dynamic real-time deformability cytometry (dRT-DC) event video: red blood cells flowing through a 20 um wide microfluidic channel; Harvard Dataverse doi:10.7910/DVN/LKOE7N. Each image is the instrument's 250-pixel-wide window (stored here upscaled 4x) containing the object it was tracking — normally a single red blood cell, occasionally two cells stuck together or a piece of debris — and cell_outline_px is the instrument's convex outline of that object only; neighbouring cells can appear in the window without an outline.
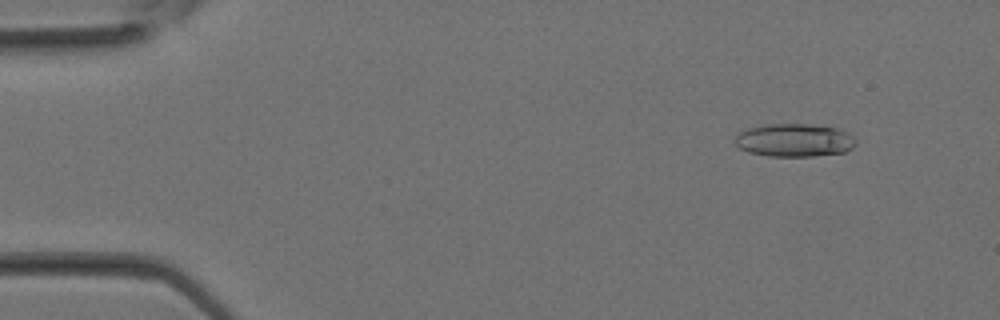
{"species": "Egyptian fruit bat (a non-hibernating species)", "species_latin": "Rousettus aegyptiacus", "temperature_condition": "room temperature", "stored_images_in_passage": 32, "camera_frame_rate_fps": 3000, "um_per_image_px": 0.085, "animal": {"sex": "female"}, "frame": {"image": 1, "passage_image": 3, "time_ms": 0.667, "image_size_px": [1000, 320], "cell_outline_px": [[856, 144], [852, 148], [844, 152], [812, 156], [768, 156], [748, 152], [740, 148], [732, 140], [744, 128], [768, 124], [812, 124], [836, 128], [848, 132], [856, 140]], "centroid_in_image_um": [67.5, 11.91], "position_along_channel_um": 17.5, "area_um2": 23.47}}
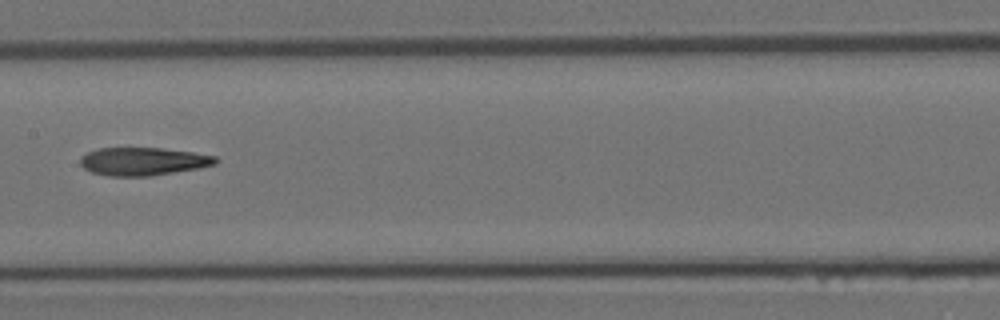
{"frame": {"image": 2, "passage_image": 16, "time_ms": 5.0, "image_size_px": [1000, 320], "cell_outline_px": [[220, 160], [216, 164], [200, 168], [148, 176], [108, 176], [92, 172], [84, 168], [80, 164], [80, 156], [88, 152], [100, 148], [164, 148], [192, 152], [216, 156]], "centroid_in_image_um": [12.18, 13.71], "position_along_channel_um": 195.2, "area_um2": 22.14}}
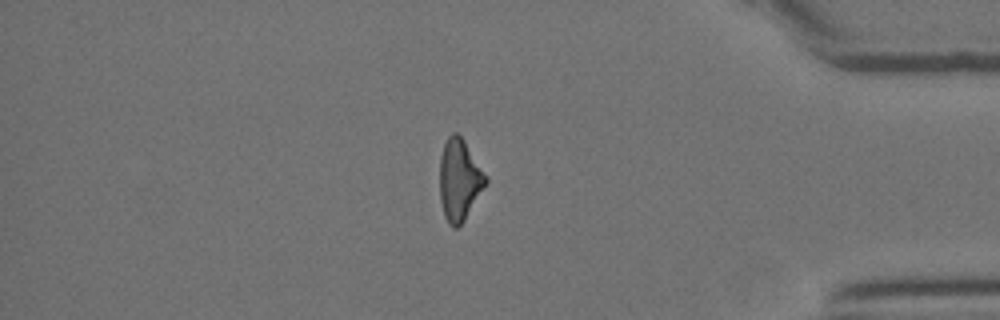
{"frame": {"image": 3, "passage_image": 27, "time_ms": 8.667, "image_size_px": [1000, 320], "cell_outline_px": [[488, 180], [464, 220], [456, 228], [452, 228], [448, 224], [444, 216], [440, 200], [440, 156], [444, 144], [448, 136], [452, 132], [456, 132], [464, 140], [488, 176]], "centroid_in_image_um": [39.04, 15.27], "position_along_channel_um": 396.2, "area_um2": 21.79}}